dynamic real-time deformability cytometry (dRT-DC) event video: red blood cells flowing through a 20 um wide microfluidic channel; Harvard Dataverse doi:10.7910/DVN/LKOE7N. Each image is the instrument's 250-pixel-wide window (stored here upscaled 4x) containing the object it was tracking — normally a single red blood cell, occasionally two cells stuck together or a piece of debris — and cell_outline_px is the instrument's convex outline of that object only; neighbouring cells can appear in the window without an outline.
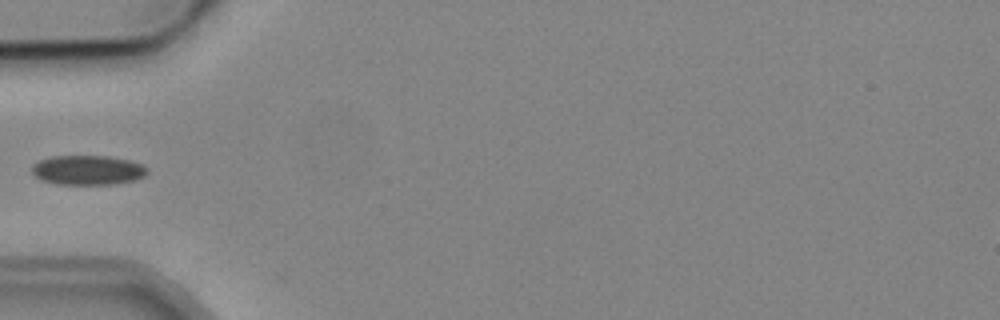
{"species": "common noctule bat (a hibernating species)", "species_latin": "Nyctalus noctula", "temperature_condition": "cold", "stored_images_in_passage": 7, "camera_frame_rate_fps": 3000, "um_per_image_px": 0.085, "animal": {"sex": "male", "body_mass_g": 19.2, "forearm_length_mm": 51.8}, "frame": {"image": 1, "passage_image": 6, "time_ms": 5.667, "image_size_px": [1000, 320], "cell_outline_px": [[148, 172], [144, 176], [132, 180], [112, 184], [56, 184], [40, 180], [32, 172], [32, 164], [40, 160], [52, 156], [108, 156], [128, 160], [144, 164], [148, 168]], "centroid_in_image_um": [7.45, 14.45], "position_along_channel_um": 77.6, "area_um2": 19.88}}